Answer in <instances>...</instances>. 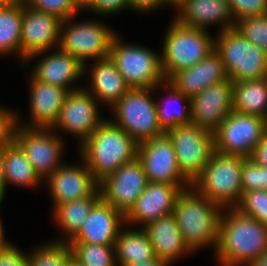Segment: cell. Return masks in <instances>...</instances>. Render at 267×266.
I'll return each mask as SVG.
<instances>
[{
    "mask_svg": "<svg viewBox=\"0 0 267 266\" xmlns=\"http://www.w3.org/2000/svg\"><path fill=\"white\" fill-rule=\"evenodd\" d=\"M100 199L101 194L98 189L92 196L56 205L54 207V217L67 238L65 240L61 238L55 242L68 244L81 230L92 207Z\"/></svg>",
    "mask_w": 267,
    "mask_h": 266,
    "instance_id": "cell-28",
    "label": "cell"
},
{
    "mask_svg": "<svg viewBox=\"0 0 267 266\" xmlns=\"http://www.w3.org/2000/svg\"><path fill=\"white\" fill-rule=\"evenodd\" d=\"M128 8L127 0H90L83 9L101 15H110ZM87 8V9H86Z\"/></svg>",
    "mask_w": 267,
    "mask_h": 266,
    "instance_id": "cell-41",
    "label": "cell"
},
{
    "mask_svg": "<svg viewBox=\"0 0 267 266\" xmlns=\"http://www.w3.org/2000/svg\"><path fill=\"white\" fill-rule=\"evenodd\" d=\"M68 266H83L77 259H75L73 256L69 259V265Z\"/></svg>",
    "mask_w": 267,
    "mask_h": 266,
    "instance_id": "cell-50",
    "label": "cell"
},
{
    "mask_svg": "<svg viewBox=\"0 0 267 266\" xmlns=\"http://www.w3.org/2000/svg\"><path fill=\"white\" fill-rule=\"evenodd\" d=\"M90 0H77L80 6L83 8Z\"/></svg>",
    "mask_w": 267,
    "mask_h": 266,
    "instance_id": "cell-52",
    "label": "cell"
},
{
    "mask_svg": "<svg viewBox=\"0 0 267 266\" xmlns=\"http://www.w3.org/2000/svg\"><path fill=\"white\" fill-rule=\"evenodd\" d=\"M220 219L216 257L222 266L248 265L267 250V226L235 208Z\"/></svg>",
    "mask_w": 267,
    "mask_h": 266,
    "instance_id": "cell-1",
    "label": "cell"
},
{
    "mask_svg": "<svg viewBox=\"0 0 267 266\" xmlns=\"http://www.w3.org/2000/svg\"><path fill=\"white\" fill-rule=\"evenodd\" d=\"M17 1H19V2H26L27 0H17Z\"/></svg>",
    "mask_w": 267,
    "mask_h": 266,
    "instance_id": "cell-53",
    "label": "cell"
},
{
    "mask_svg": "<svg viewBox=\"0 0 267 266\" xmlns=\"http://www.w3.org/2000/svg\"><path fill=\"white\" fill-rule=\"evenodd\" d=\"M177 12L175 20L184 26L205 29L208 24L222 23L221 32L235 26L228 0H186Z\"/></svg>",
    "mask_w": 267,
    "mask_h": 266,
    "instance_id": "cell-25",
    "label": "cell"
},
{
    "mask_svg": "<svg viewBox=\"0 0 267 266\" xmlns=\"http://www.w3.org/2000/svg\"><path fill=\"white\" fill-rule=\"evenodd\" d=\"M17 116L14 140L21 146L40 179H47L61 164L63 141L52 129L21 126ZM62 152V153H61Z\"/></svg>",
    "mask_w": 267,
    "mask_h": 266,
    "instance_id": "cell-12",
    "label": "cell"
},
{
    "mask_svg": "<svg viewBox=\"0 0 267 266\" xmlns=\"http://www.w3.org/2000/svg\"><path fill=\"white\" fill-rule=\"evenodd\" d=\"M138 143L111 120H104L80 145L81 157L100 183L137 158Z\"/></svg>",
    "mask_w": 267,
    "mask_h": 266,
    "instance_id": "cell-2",
    "label": "cell"
},
{
    "mask_svg": "<svg viewBox=\"0 0 267 266\" xmlns=\"http://www.w3.org/2000/svg\"><path fill=\"white\" fill-rule=\"evenodd\" d=\"M16 126L17 114L0 107V148H3L14 139Z\"/></svg>",
    "mask_w": 267,
    "mask_h": 266,
    "instance_id": "cell-40",
    "label": "cell"
},
{
    "mask_svg": "<svg viewBox=\"0 0 267 266\" xmlns=\"http://www.w3.org/2000/svg\"><path fill=\"white\" fill-rule=\"evenodd\" d=\"M0 266H29L28 255L9 243L0 251Z\"/></svg>",
    "mask_w": 267,
    "mask_h": 266,
    "instance_id": "cell-42",
    "label": "cell"
},
{
    "mask_svg": "<svg viewBox=\"0 0 267 266\" xmlns=\"http://www.w3.org/2000/svg\"><path fill=\"white\" fill-rule=\"evenodd\" d=\"M25 3L36 10L55 15L60 20L74 17L82 9L77 0H27Z\"/></svg>",
    "mask_w": 267,
    "mask_h": 266,
    "instance_id": "cell-37",
    "label": "cell"
},
{
    "mask_svg": "<svg viewBox=\"0 0 267 266\" xmlns=\"http://www.w3.org/2000/svg\"><path fill=\"white\" fill-rule=\"evenodd\" d=\"M233 111V82L210 85L191 98V123L214 132Z\"/></svg>",
    "mask_w": 267,
    "mask_h": 266,
    "instance_id": "cell-17",
    "label": "cell"
},
{
    "mask_svg": "<svg viewBox=\"0 0 267 266\" xmlns=\"http://www.w3.org/2000/svg\"><path fill=\"white\" fill-rule=\"evenodd\" d=\"M234 208L267 226V190L242 193L240 201Z\"/></svg>",
    "mask_w": 267,
    "mask_h": 266,
    "instance_id": "cell-36",
    "label": "cell"
},
{
    "mask_svg": "<svg viewBox=\"0 0 267 266\" xmlns=\"http://www.w3.org/2000/svg\"><path fill=\"white\" fill-rule=\"evenodd\" d=\"M147 183L142 164L136 158L102 180L99 190L105 202L125 215L142 194Z\"/></svg>",
    "mask_w": 267,
    "mask_h": 266,
    "instance_id": "cell-14",
    "label": "cell"
},
{
    "mask_svg": "<svg viewBox=\"0 0 267 266\" xmlns=\"http://www.w3.org/2000/svg\"><path fill=\"white\" fill-rule=\"evenodd\" d=\"M158 87L130 89L111 108L115 114V121L112 122L138 144L165 133L159 124L157 102L150 96Z\"/></svg>",
    "mask_w": 267,
    "mask_h": 266,
    "instance_id": "cell-7",
    "label": "cell"
},
{
    "mask_svg": "<svg viewBox=\"0 0 267 266\" xmlns=\"http://www.w3.org/2000/svg\"><path fill=\"white\" fill-rule=\"evenodd\" d=\"M128 8L135 11L149 12L161 7V0H127Z\"/></svg>",
    "mask_w": 267,
    "mask_h": 266,
    "instance_id": "cell-44",
    "label": "cell"
},
{
    "mask_svg": "<svg viewBox=\"0 0 267 266\" xmlns=\"http://www.w3.org/2000/svg\"><path fill=\"white\" fill-rule=\"evenodd\" d=\"M0 205H1V202H0ZM8 244L9 243L4 238L3 226L0 220V251Z\"/></svg>",
    "mask_w": 267,
    "mask_h": 266,
    "instance_id": "cell-49",
    "label": "cell"
},
{
    "mask_svg": "<svg viewBox=\"0 0 267 266\" xmlns=\"http://www.w3.org/2000/svg\"><path fill=\"white\" fill-rule=\"evenodd\" d=\"M163 85L168 89L167 91L169 92V98L167 99V104H165H169L171 107L168 108L169 105L165 106L164 103H156L158 120L161 128L166 132L173 127H177L178 125L191 124V99L180 93L168 81H165L162 86ZM183 101L187 102L188 107H183V105H181V102ZM176 104L180 107V109L176 106ZM178 104H180L182 107Z\"/></svg>",
    "mask_w": 267,
    "mask_h": 266,
    "instance_id": "cell-32",
    "label": "cell"
},
{
    "mask_svg": "<svg viewBox=\"0 0 267 266\" xmlns=\"http://www.w3.org/2000/svg\"><path fill=\"white\" fill-rule=\"evenodd\" d=\"M84 165L71 166L64 164L58 167L46 180L50 194L56 205L92 196L98 189L99 183L92 172Z\"/></svg>",
    "mask_w": 267,
    "mask_h": 266,
    "instance_id": "cell-19",
    "label": "cell"
},
{
    "mask_svg": "<svg viewBox=\"0 0 267 266\" xmlns=\"http://www.w3.org/2000/svg\"><path fill=\"white\" fill-rule=\"evenodd\" d=\"M215 50V38L207 30L184 26L177 20L170 25L164 41L161 65L168 80L174 73L193 67Z\"/></svg>",
    "mask_w": 267,
    "mask_h": 266,
    "instance_id": "cell-5",
    "label": "cell"
},
{
    "mask_svg": "<svg viewBox=\"0 0 267 266\" xmlns=\"http://www.w3.org/2000/svg\"><path fill=\"white\" fill-rule=\"evenodd\" d=\"M165 133L172 141L182 175L192 184L215 152L214 133L192 123Z\"/></svg>",
    "mask_w": 267,
    "mask_h": 266,
    "instance_id": "cell-10",
    "label": "cell"
},
{
    "mask_svg": "<svg viewBox=\"0 0 267 266\" xmlns=\"http://www.w3.org/2000/svg\"><path fill=\"white\" fill-rule=\"evenodd\" d=\"M126 266H171V264L155 257L149 261L129 263Z\"/></svg>",
    "mask_w": 267,
    "mask_h": 266,
    "instance_id": "cell-46",
    "label": "cell"
},
{
    "mask_svg": "<svg viewBox=\"0 0 267 266\" xmlns=\"http://www.w3.org/2000/svg\"><path fill=\"white\" fill-rule=\"evenodd\" d=\"M4 172L6 185L34 187L40 182V177L34 171L21 146L13 139L3 147Z\"/></svg>",
    "mask_w": 267,
    "mask_h": 266,
    "instance_id": "cell-30",
    "label": "cell"
},
{
    "mask_svg": "<svg viewBox=\"0 0 267 266\" xmlns=\"http://www.w3.org/2000/svg\"><path fill=\"white\" fill-rule=\"evenodd\" d=\"M234 28L248 41L267 52V13L241 18L235 22Z\"/></svg>",
    "mask_w": 267,
    "mask_h": 266,
    "instance_id": "cell-35",
    "label": "cell"
},
{
    "mask_svg": "<svg viewBox=\"0 0 267 266\" xmlns=\"http://www.w3.org/2000/svg\"><path fill=\"white\" fill-rule=\"evenodd\" d=\"M72 18L60 23L58 48L76 57L84 66L88 59L108 58L115 32L97 21L72 24Z\"/></svg>",
    "mask_w": 267,
    "mask_h": 266,
    "instance_id": "cell-9",
    "label": "cell"
},
{
    "mask_svg": "<svg viewBox=\"0 0 267 266\" xmlns=\"http://www.w3.org/2000/svg\"><path fill=\"white\" fill-rule=\"evenodd\" d=\"M182 190L175 184L148 182L135 204L124 215L125 223H139L143 228L160 217L172 214Z\"/></svg>",
    "mask_w": 267,
    "mask_h": 266,
    "instance_id": "cell-18",
    "label": "cell"
},
{
    "mask_svg": "<svg viewBox=\"0 0 267 266\" xmlns=\"http://www.w3.org/2000/svg\"><path fill=\"white\" fill-rule=\"evenodd\" d=\"M223 210L226 211L221 205L199 194L192 186L179 194L173 214L185 243L193 252L212 244L216 251Z\"/></svg>",
    "mask_w": 267,
    "mask_h": 266,
    "instance_id": "cell-3",
    "label": "cell"
},
{
    "mask_svg": "<svg viewBox=\"0 0 267 266\" xmlns=\"http://www.w3.org/2000/svg\"><path fill=\"white\" fill-rule=\"evenodd\" d=\"M234 21L267 13V0H228Z\"/></svg>",
    "mask_w": 267,
    "mask_h": 266,
    "instance_id": "cell-39",
    "label": "cell"
},
{
    "mask_svg": "<svg viewBox=\"0 0 267 266\" xmlns=\"http://www.w3.org/2000/svg\"><path fill=\"white\" fill-rule=\"evenodd\" d=\"M245 157L215 151L203 172L191 186L210 201L234 208L242 196V168Z\"/></svg>",
    "mask_w": 267,
    "mask_h": 266,
    "instance_id": "cell-4",
    "label": "cell"
},
{
    "mask_svg": "<svg viewBox=\"0 0 267 266\" xmlns=\"http://www.w3.org/2000/svg\"><path fill=\"white\" fill-rule=\"evenodd\" d=\"M137 159L148 182L175 184L183 189L191 187L179 169L172 141L166 133L139 143Z\"/></svg>",
    "mask_w": 267,
    "mask_h": 266,
    "instance_id": "cell-13",
    "label": "cell"
},
{
    "mask_svg": "<svg viewBox=\"0 0 267 266\" xmlns=\"http://www.w3.org/2000/svg\"><path fill=\"white\" fill-rule=\"evenodd\" d=\"M242 193L254 190H267V167L246 158L242 168Z\"/></svg>",
    "mask_w": 267,
    "mask_h": 266,
    "instance_id": "cell-38",
    "label": "cell"
},
{
    "mask_svg": "<svg viewBox=\"0 0 267 266\" xmlns=\"http://www.w3.org/2000/svg\"><path fill=\"white\" fill-rule=\"evenodd\" d=\"M266 132L265 118L232 111L213 132L215 151L250 158Z\"/></svg>",
    "mask_w": 267,
    "mask_h": 266,
    "instance_id": "cell-11",
    "label": "cell"
},
{
    "mask_svg": "<svg viewBox=\"0 0 267 266\" xmlns=\"http://www.w3.org/2000/svg\"><path fill=\"white\" fill-rule=\"evenodd\" d=\"M123 223L125 224L124 214L101 198L92 207L81 230L69 243L115 245Z\"/></svg>",
    "mask_w": 267,
    "mask_h": 266,
    "instance_id": "cell-20",
    "label": "cell"
},
{
    "mask_svg": "<svg viewBox=\"0 0 267 266\" xmlns=\"http://www.w3.org/2000/svg\"><path fill=\"white\" fill-rule=\"evenodd\" d=\"M233 111L267 118V77L233 82Z\"/></svg>",
    "mask_w": 267,
    "mask_h": 266,
    "instance_id": "cell-27",
    "label": "cell"
},
{
    "mask_svg": "<svg viewBox=\"0 0 267 266\" xmlns=\"http://www.w3.org/2000/svg\"><path fill=\"white\" fill-rule=\"evenodd\" d=\"M227 79L221 57L214 50L193 67L174 73L167 81L191 99L206 87Z\"/></svg>",
    "mask_w": 267,
    "mask_h": 266,
    "instance_id": "cell-21",
    "label": "cell"
},
{
    "mask_svg": "<svg viewBox=\"0 0 267 266\" xmlns=\"http://www.w3.org/2000/svg\"><path fill=\"white\" fill-rule=\"evenodd\" d=\"M247 266H267V250L255 258Z\"/></svg>",
    "mask_w": 267,
    "mask_h": 266,
    "instance_id": "cell-47",
    "label": "cell"
},
{
    "mask_svg": "<svg viewBox=\"0 0 267 266\" xmlns=\"http://www.w3.org/2000/svg\"><path fill=\"white\" fill-rule=\"evenodd\" d=\"M58 49L57 52L47 54L48 56L45 55L43 59L41 58L38 64L34 66L32 75L41 82L68 89L70 92L81 89V87L76 89L69 85L85 73L86 66L76 57L62 51L60 48Z\"/></svg>",
    "mask_w": 267,
    "mask_h": 266,
    "instance_id": "cell-24",
    "label": "cell"
},
{
    "mask_svg": "<svg viewBox=\"0 0 267 266\" xmlns=\"http://www.w3.org/2000/svg\"><path fill=\"white\" fill-rule=\"evenodd\" d=\"M120 39L118 34L114 37L109 58L130 89L156 88L167 81L162 71L161 56L145 47L123 44Z\"/></svg>",
    "mask_w": 267,
    "mask_h": 266,
    "instance_id": "cell-8",
    "label": "cell"
},
{
    "mask_svg": "<svg viewBox=\"0 0 267 266\" xmlns=\"http://www.w3.org/2000/svg\"><path fill=\"white\" fill-rule=\"evenodd\" d=\"M22 19L23 2L0 6V54L19 53L22 60Z\"/></svg>",
    "mask_w": 267,
    "mask_h": 266,
    "instance_id": "cell-31",
    "label": "cell"
},
{
    "mask_svg": "<svg viewBox=\"0 0 267 266\" xmlns=\"http://www.w3.org/2000/svg\"><path fill=\"white\" fill-rule=\"evenodd\" d=\"M114 247L116 263L120 266L149 261L156 257L152 243L143 228L120 230Z\"/></svg>",
    "mask_w": 267,
    "mask_h": 266,
    "instance_id": "cell-29",
    "label": "cell"
},
{
    "mask_svg": "<svg viewBox=\"0 0 267 266\" xmlns=\"http://www.w3.org/2000/svg\"><path fill=\"white\" fill-rule=\"evenodd\" d=\"M73 256L71 248L60 242H51L36 248L28 255L29 266H68Z\"/></svg>",
    "mask_w": 267,
    "mask_h": 266,
    "instance_id": "cell-34",
    "label": "cell"
},
{
    "mask_svg": "<svg viewBox=\"0 0 267 266\" xmlns=\"http://www.w3.org/2000/svg\"><path fill=\"white\" fill-rule=\"evenodd\" d=\"M250 159L258 165L267 167V132L264 138L254 148Z\"/></svg>",
    "mask_w": 267,
    "mask_h": 266,
    "instance_id": "cell-43",
    "label": "cell"
},
{
    "mask_svg": "<svg viewBox=\"0 0 267 266\" xmlns=\"http://www.w3.org/2000/svg\"><path fill=\"white\" fill-rule=\"evenodd\" d=\"M6 189V179L4 172L3 148H0V202H2Z\"/></svg>",
    "mask_w": 267,
    "mask_h": 266,
    "instance_id": "cell-45",
    "label": "cell"
},
{
    "mask_svg": "<svg viewBox=\"0 0 267 266\" xmlns=\"http://www.w3.org/2000/svg\"><path fill=\"white\" fill-rule=\"evenodd\" d=\"M15 2H18V1L17 0H0V6L11 5Z\"/></svg>",
    "mask_w": 267,
    "mask_h": 266,
    "instance_id": "cell-51",
    "label": "cell"
},
{
    "mask_svg": "<svg viewBox=\"0 0 267 266\" xmlns=\"http://www.w3.org/2000/svg\"><path fill=\"white\" fill-rule=\"evenodd\" d=\"M98 100L85 89L71 91L61 107L59 118L52 129H62L77 135L80 145L104 121L98 113Z\"/></svg>",
    "mask_w": 267,
    "mask_h": 266,
    "instance_id": "cell-16",
    "label": "cell"
},
{
    "mask_svg": "<svg viewBox=\"0 0 267 266\" xmlns=\"http://www.w3.org/2000/svg\"><path fill=\"white\" fill-rule=\"evenodd\" d=\"M154 248L156 257L173 263L181 255L193 252L185 243L176 216L172 213L143 227Z\"/></svg>",
    "mask_w": 267,
    "mask_h": 266,
    "instance_id": "cell-23",
    "label": "cell"
},
{
    "mask_svg": "<svg viewBox=\"0 0 267 266\" xmlns=\"http://www.w3.org/2000/svg\"><path fill=\"white\" fill-rule=\"evenodd\" d=\"M215 51L232 82L267 77V52L248 41L235 28L219 31Z\"/></svg>",
    "mask_w": 267,
    "mask_h": 266,
    "instance_id": "cell-6",
    "label": "cell"
},
{
    "mask_svg": "<svg viewBox=\"0 0 267 266\" xmlns=\"http://www.w3.org/2000/svg\"><path fill=\"white\" fill-rule=\"evenodd\" d=\"M91 93L98 101L114 106L130 90L117 66L108 57L92 65Z\"/></svg>",
    "mask_w": 267,
    "mask_h": 266,
    "instance_id": "cell-26",
    "label": "cell"
},
{
    "mask_svg": "<svg viewBox=\"0 0 267 266\" xmlns=\"http://www.w3.org/2000/svg\"><path fill=\"white\" fill-rule=\"evenodd\" d=\"M61 21L57 16L36 10L23 2L22 63H27L32 57L46 53V50L51 49L53 45L58 44L59 47Z\"/></svg>",
    "mask_w": 267,
    "mask_h": 266,
    "instance_id": "cell-15",
    "label": "cell"
},
{
    "mask_svg": "<svg viewBox=\"0 0 267 266\" xmlns=\"http://www.w3.org/2000/svg\"><path fill=\"white\" fill-rule=\"evenodd\" d=\"M31 79L30 109L32 121L27 126H21L52 129L59 118L61 107L70 91L59 86L41 82L33 75Z\"/></svg>",
    "mask_w": 267,
    "mask_h": 266,
    "instance_id": "cell-22",
    "label": "cell"
},
{
    "mask_svg": "<svg viewBox=\"0 0 267 266\" xmlns=\"http://www.w3.org/2000/svg\"><path fill=\"white\" fill-rule=\"evenodd\" d=\"M186 0H161L162 6L169 4L170 6H176V10H180L185 5Z\"/></svg>",
    "mask_w": 267,
    "mask_h": 266,
    "instance_id": "cell-48",
    "label": "cell"
},
{
    "mask_svg": "<svg viewBox=\"0 0 267 266\" xmlns=\"http://www.w3.org/2000/svg\"><path fill=\"white\" fill-rule=\"evenodd\" d=\"M73 257L83 266H117L115 245L68 243Z\"/></svg>",
    "mask_w": 267,
    "mask_h": 266,
    "instance_id": "cell-33",
    "label": "cell"
}]
</instances>
